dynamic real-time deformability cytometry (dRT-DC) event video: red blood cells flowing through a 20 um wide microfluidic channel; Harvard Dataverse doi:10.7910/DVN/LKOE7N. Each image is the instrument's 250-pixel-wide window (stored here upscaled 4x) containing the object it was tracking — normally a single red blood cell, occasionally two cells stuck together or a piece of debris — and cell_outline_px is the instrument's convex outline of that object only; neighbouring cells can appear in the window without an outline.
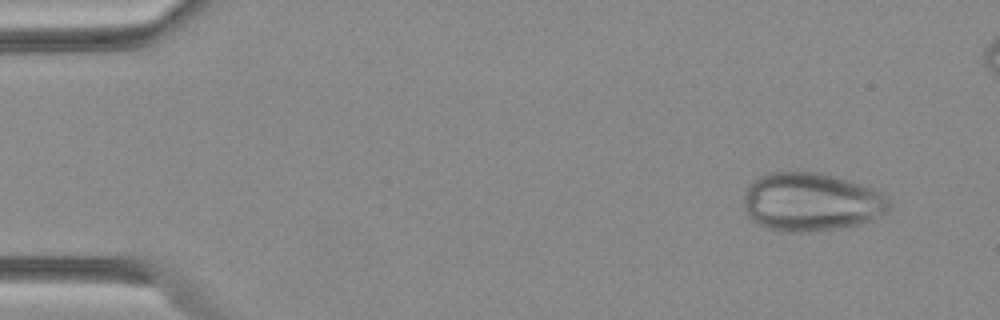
{"species": "Egyptian fruit bat (a non-hibernating species)", "species_latin": "Rousettus aegyptiacus", "temperature_condition": "warm", "stored_images_in_passage": 46, "camera_frame_rate_fps": 3000, "um_per_image_px": 0.085, "animal": {"sex": "female"}, "frame": {"image": 1, "passage_image": 3, "time_ms": 0.667, "image_size_px": [1000, 320], "cell_outline_px": [[888, 208], [884, 212], [872, 220], [860, 224], [840, 228], [808, 232], [780, 232], [768, 228], [752, 220], [748, 216], [744, 208], [744, 196], [748, 184], [752, 180], [768, 172], [816, 172], [848, 180], [872, 188], [880, 192], [888, 200]], "centroid_in_image_um": [68.89, 17.17], "position_along_channel_um": 16.1, "area_um2": 49.42}}
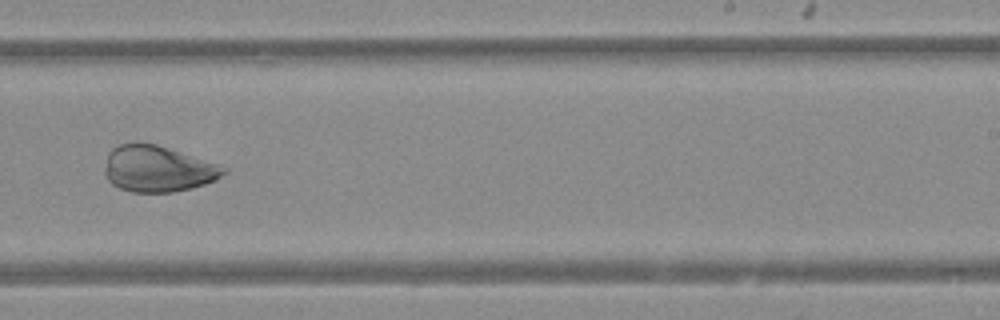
{"frame": {"image": 2, "passage_image": 30, "time_ms": 9.667, "image_size_px": [1000, 320], "cell_outline_px": [[228, 172], [216, 180], [192, 188], [172, 192], [132, 192], [120, 188], [112, 184], [108, 180], [104, 172], [104, 168], [108, 152], [112, 148], [120, 144], [136, 140], [156, 144], [228, 168]], "centroid_in_image_um": [13.37, 14.33], "position_along_channel_um": 275.6, "area_um2": 32.19}}
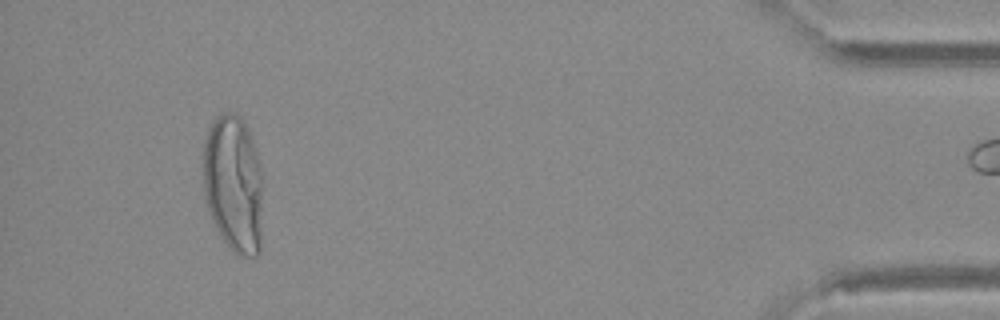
{"frame": {"image": 3, "passage_image": 45, "time_ms": 14.667, "image_size_px": [1000, 320], "cell_outline_px": [[260, 252], [256, 256], [240, 256], [224, 240], [216, 228], [212, 220], [204, 196], [204, 140], [216, 116], [220, 112], [232, 112], [240, 116], [244, 120], [252, 140], [256, 152], [260, 168]], "centroid_in_image_um": [19.82, 15.58], "position_along_channel_um": 415.4, "area_um2": 47.16}}